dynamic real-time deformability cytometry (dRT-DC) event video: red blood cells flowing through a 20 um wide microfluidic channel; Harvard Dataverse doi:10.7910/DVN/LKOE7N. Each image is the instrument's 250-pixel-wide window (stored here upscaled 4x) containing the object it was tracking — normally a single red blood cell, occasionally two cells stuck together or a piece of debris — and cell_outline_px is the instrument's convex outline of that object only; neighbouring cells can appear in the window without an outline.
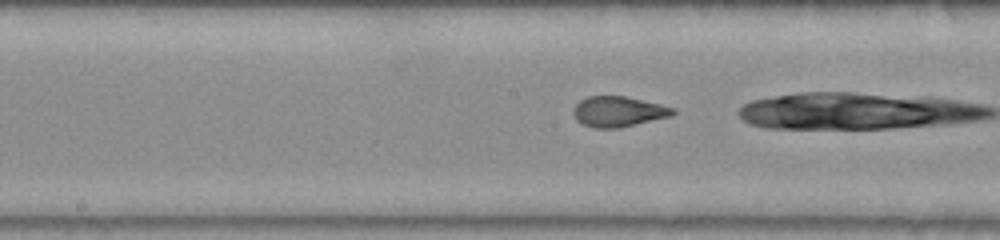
{"species": "common noctule bat (a hibernating species)", "species_latin": "Nyctalus noctula", "temperature_condition": "warm", "stored_images_in_passage": 28, "camera_frame_rate_fps": 3000, "um_per_image_px": 0.085, "animal": {"sex": "female", "body_mass_g": 22.0, "forearm_length_mm": 56.7}, "frame": {"image": 1, "passage_image": 24, "time_ms": 7.667, "image_size_px": [1000, 240], "cell_outline_px": [[676, 112], [672, 116], [620, 128], [592, 128], [576, 120], [572, 112], [572, 108], [580, 100], [588, 96], [624, 96], [660, 104], [676, 108]], "centroid_in_image_um": [52.56, 9.49], "position_along_channel_um": 195.6, "area_um2": 17.8}}